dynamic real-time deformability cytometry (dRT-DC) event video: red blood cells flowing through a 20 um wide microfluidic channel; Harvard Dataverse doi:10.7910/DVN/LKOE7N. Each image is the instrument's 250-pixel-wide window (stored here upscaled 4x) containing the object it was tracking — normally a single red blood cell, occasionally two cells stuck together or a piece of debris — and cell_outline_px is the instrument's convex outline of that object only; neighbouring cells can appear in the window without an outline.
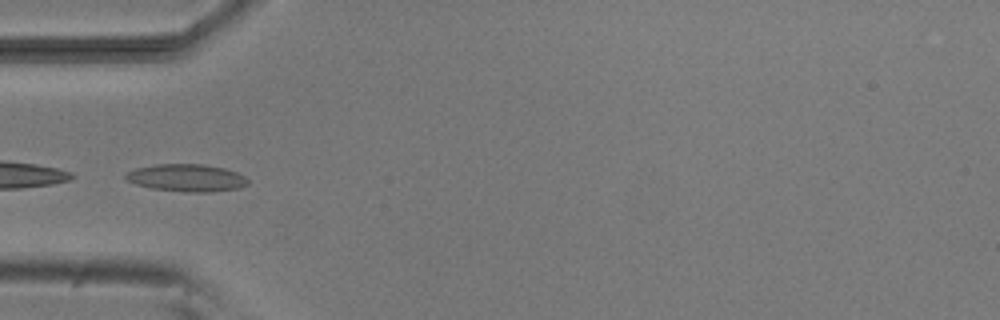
{"species": "common noctule bat (a hibernating species)", "species_latin": "Nyctalus noctula", "temperature_condition": "room temperature", "stored_images_in_passage": 6, "camera_frame_rate_fps": 3000, "um_per_image_px": 0.085, "animal": {"sex": "male", "body_mass_g": 20.5, "forearm_length_mm": 52.5}, "frame": {"image": 1, "passage_image": 5, "time_ms": 4.667, "image_size_px": [1000, 320], "cell_outline_px": [[248, 184], [240, 188], [208, 192], [184, 192], [152, 188], [136, 184], [128, 180], [124, 176], [128, 172], [136, 168], [156, 164], [204, 164], [224, 168], [236, 172], [244, 176], [248, 180]], "centroid_in_image_um": [15.88, 15.11], "position_along_channel_um": 69.1, "area_um2": 19.42}}
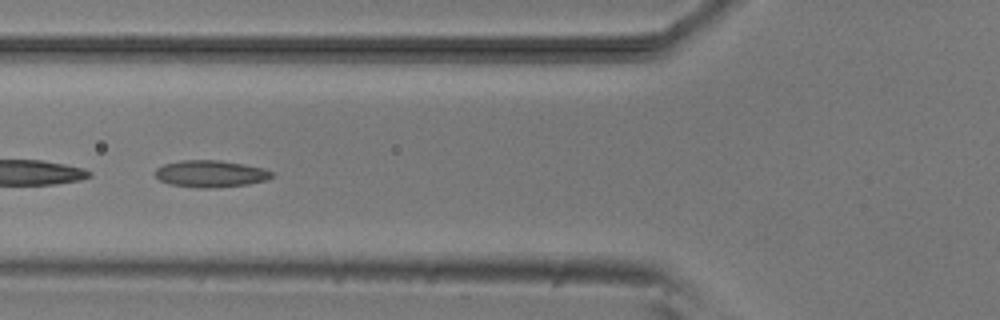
{"frame": {"image": 2, "passage_image": 6, "time_ms": 5.667, "image_size_px": [1000, 320], "cell_outline_px": [[276, 176], [268, 180], [248, 184], [212, 188], [200, 188], [168, 184], [160, 180], [156, 176], [156, 168], [164, 164], [180, 160], [220, 160], [264, 168], [272, 172]], "centroid_in_image_um": [17.93, 14.77], "position_along_channel_um": 107.9, "area_um2": 18.38}}